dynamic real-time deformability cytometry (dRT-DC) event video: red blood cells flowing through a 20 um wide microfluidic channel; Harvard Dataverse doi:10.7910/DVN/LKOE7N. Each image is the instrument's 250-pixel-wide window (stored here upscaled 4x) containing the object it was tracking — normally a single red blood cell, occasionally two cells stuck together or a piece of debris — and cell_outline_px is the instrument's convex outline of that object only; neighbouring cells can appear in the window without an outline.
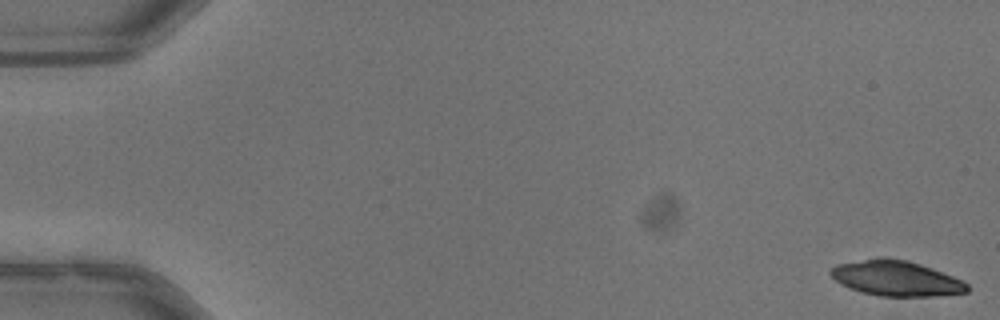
{"species": "common noctule bat (a hibernating species)", "species_latin": "Nyctalus noctula", "temperature_condition": "warm", "stored_images_in_passage": 52, "camera_frame_rate_fps": 3000, "um_per_image_px": 0.085, "animal": {"sex": "male", "body_mass_g": 13.3}, "frame": {"image": 1, "passage_image": 1, "time_ms": 0.0, "image_size_px": [1000, 320], "cell_outline_px": [[968, 292], [936, 296], [880, 296], [860, 292], [848, 288], [840, 284], [828, 272], [836, 264], [876, 256], [884, 256], [908, 260], [932, 268], [952, 276], [968, 284]], "centroid_in_image_um": [76.12, 23.64], "position_along_channel_um": 8.9, "area_um2": 28.38}}
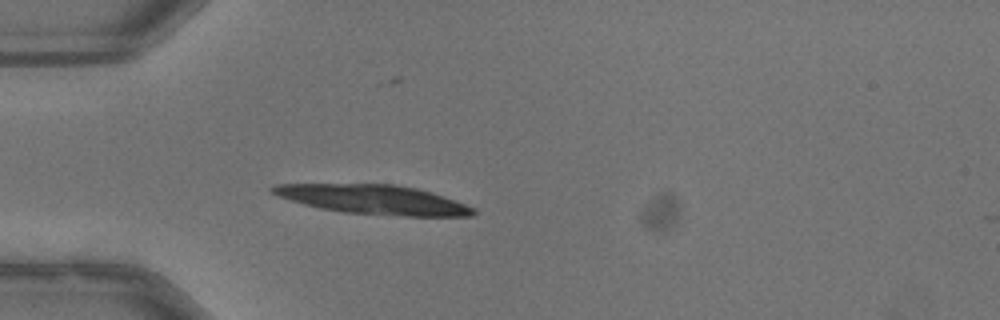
{"frame": {"image": 2, "passage_image": 16, "time_ms": 5.0, "image_size_px": [1000, 320], "cell_outline_px": [[476, 212], [472, 216], [404, 216], [344, 212], [320, 208], [304, 204], [280, 196], [272, 192], [268, 188], [276, 184], [396, 184], [416, 188], [464, 204], [472, 208]], "centroid_in_image_um": [31.71, 16.96], "position_along_channel_um": 53.3, "area_um2": 33.58}}